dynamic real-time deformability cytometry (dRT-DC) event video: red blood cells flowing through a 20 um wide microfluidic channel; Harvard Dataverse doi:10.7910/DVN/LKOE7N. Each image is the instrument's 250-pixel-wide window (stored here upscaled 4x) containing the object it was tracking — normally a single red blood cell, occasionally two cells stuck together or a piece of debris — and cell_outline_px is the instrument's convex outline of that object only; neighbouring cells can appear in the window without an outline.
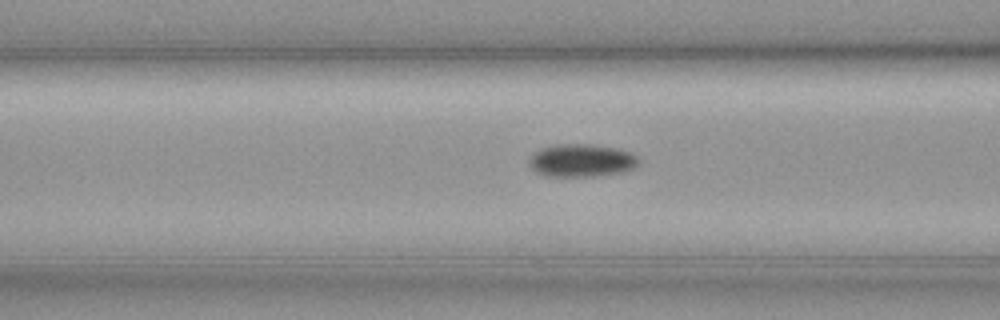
{"species": "common noctule bat (a hibernating species)", "species_latin": "Nyctalus noctula", "temperature_condition": "cold", "stored_images_in_passage": 58, "camera_frame_rate_fps": 3000, "um_per_image_px": 0.085, "animal": {"sex": "female", "body_mass_g": 19.3, "forearm_length_mm": 54.1}, "frame": {"image": 1, "passage_image": 23, "time_ms": 7.333, "image_size_px": [1000, 320], "cell_outline_px": [[640, 164], [624, 172], [596, 176], [548, 176], [536, 172], [528, 164], [528, 160], [536, 152], [544, 148], [556, 144], [592, 144], [620, 148], [632, 152], [640, 160]], "centroid_in_image_um": [49.49, 13.63], "position_along_channel_um": 117.1, "area_um2": 21.1}}
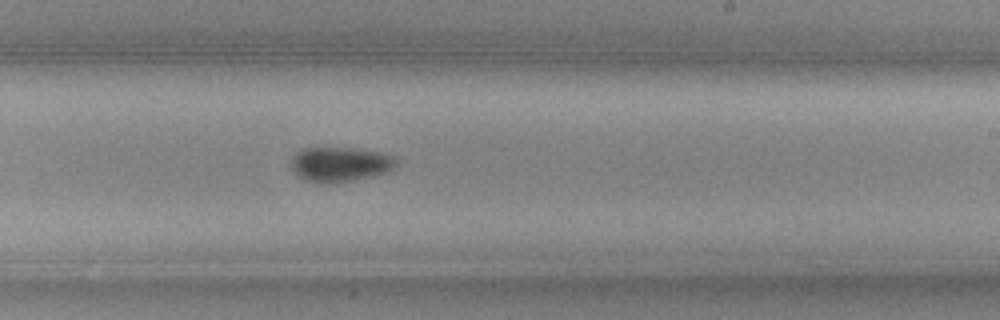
{"frame": {"image": 2, "passage_image": 35, "time_ms": 11.333, "image_size_px": [1000, 320], "cell_outline_px": [[400, 160], [388, 172], [376, 176], [336, 184], [324, 184], [304, 180], [292, 168], [292, 156], [304, 148], [352, 148], [380, 152], [396, 156]], "centroid_in_image_um": [28.97, 13.98], "position_along_channel_um": 260.0, "area_um2": 21.62}}
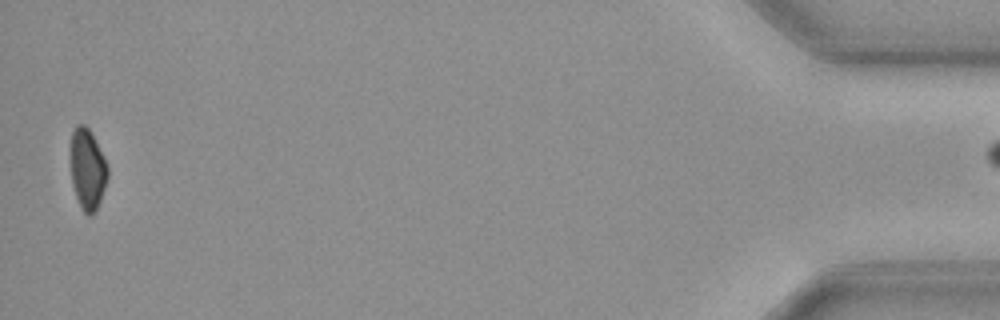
{"frame": {"image": 3, "passage_image": 57, "time_ms": 18.667, "image_size_px": [1000, 320], "cell_outline_px": [[108, 176], [100, 200], [92, 216], [88, 216], [84, 212], [76, 196], [72, 184], [68, 156], [72, 132], [76, 124], [84, 124], [88, 128], [104, 156], [108, 168]], "centroid_in_image_um": [7.39, 14.34], "position_along_channel_um": 427.8, "area_um2": 17.74}}